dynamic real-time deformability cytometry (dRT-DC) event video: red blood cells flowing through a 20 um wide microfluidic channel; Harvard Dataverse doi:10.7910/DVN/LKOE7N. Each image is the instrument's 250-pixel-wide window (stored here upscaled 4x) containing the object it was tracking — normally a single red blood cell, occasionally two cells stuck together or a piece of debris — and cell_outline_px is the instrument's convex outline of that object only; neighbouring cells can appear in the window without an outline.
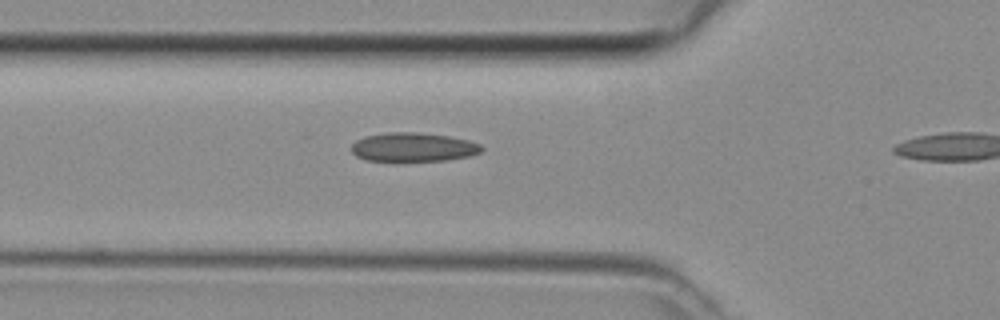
{"species": "common noctule bat (a hibernating species)", "species_latin": "Nyctalus noctula", "temperature_condition": "room temperature", "stored_images_in_passage": 3, "camera_frame_rate_fps": 3000, "um_per_image_px": 0.085, "animal": {"sex": "female", "body_mass_g": 29.2, "forearm_length_mm": 56.3}, "frame": {"image": 1, "passage_image": 2, "time_ms": 0.333, "image_size_px": [1000, 320], "cell_outline_px": [[484, 148], [480, 152], [468, 156], [444, 160], [400, 164], [364, 160], [356, 156], [352, 152], [352, 144], [356, 140], [364, 136], [392, 132], [416, 132], [448, 136], [468, 140], [480, 144]], "centroid_in_image_um": [35.06, 12.56], "position_along_channel_um": 90.7, "area_um2": 22.77}}